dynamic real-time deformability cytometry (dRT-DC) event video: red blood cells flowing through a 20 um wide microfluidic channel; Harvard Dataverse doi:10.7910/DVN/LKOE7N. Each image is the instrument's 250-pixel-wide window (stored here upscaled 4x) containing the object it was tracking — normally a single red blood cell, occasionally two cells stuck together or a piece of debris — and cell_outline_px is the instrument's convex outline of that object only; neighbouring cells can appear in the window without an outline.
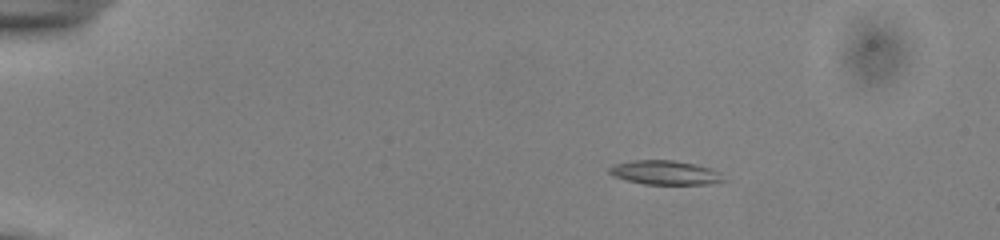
{"species": "common noctule bat (a hibernating species)", "species_latin": "Nyctalus noctula", "temperature_condition": "cold", "stored_images_in_passage": 45, "camera_frame_rate_fps": 3000, "um_per_image_px": 0.085, "animal": {"sex": "male", "body_mass_g": 13.0, "forearm_length_mm": 53.1}, "frame": {"image": 1, "passage_image": 1, "time_ms": 0.0, "image_size_px": [1000, 240], "cell_outline_px": [[728, 180], [712, 184], [644, 184], [628, 180], [616, 176], [608, 172], [608, 168], [612, 164], [632, 160], [672, 160], [696, 164], [712, 168], [720, 172]], "centroid_in_image_um": [56.59, 14.66], "position_along_channel_um": 28.4, "area_um2": 16.24}}
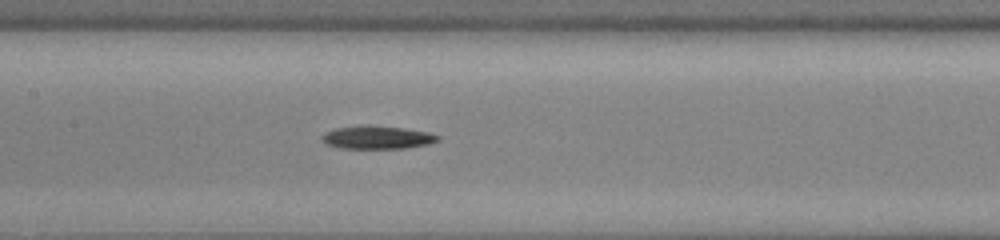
{"frame": {"image": 2, "passage_image": 19, "time_ms": 6.0, "image_size_px": [1000, 240], "cell_outline_px": [[440, 140], [428, 144], [404, 148], [340, 148], [328, 144], [320, 140], [320, 136], [324, 132], [336, 128], [368, 124], [404, 128], [428, 132], [440, 136]], "centroid_in_image_um": [32.04, 11.66], "position_along_channel_um": 175.4, "area_um2": 15.72}}
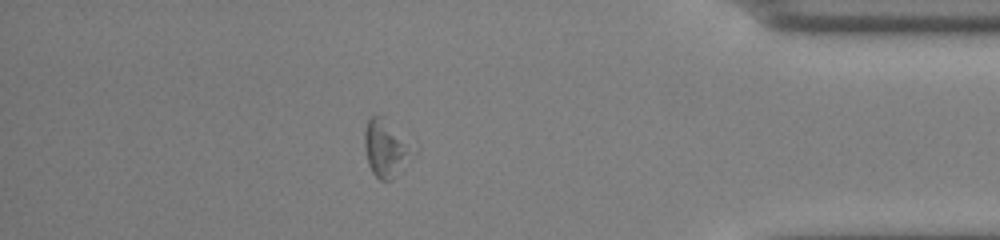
{"frame": {"image": 3, "passage_image": 39, "time_ms": 12.667, "image_size_px": [1000, 240], "cell_outline_px": [[408, 152], [404, 168], [392, 180], [380, 180], [372, 172], [368, 164], [364, 148], [364, 132], [368, 120], [372, 116], [384, 116], [408, 148]], "centroid_in_image_um": [32.65, 12.65], "position_along_channel_um": 402.6, "area_um2": 14.85}, "authors_computed_cell_mechanics": {"area_um2": 15.7794, "velocity_mm_per_s": 3.8612, "shape_relaxation_time_tau1_ms": 4.1919, "shape_relaxation_time_tau2_ms": null, "deformation_change_tau1": 0.1282, "deformation_change_tau2": null}}